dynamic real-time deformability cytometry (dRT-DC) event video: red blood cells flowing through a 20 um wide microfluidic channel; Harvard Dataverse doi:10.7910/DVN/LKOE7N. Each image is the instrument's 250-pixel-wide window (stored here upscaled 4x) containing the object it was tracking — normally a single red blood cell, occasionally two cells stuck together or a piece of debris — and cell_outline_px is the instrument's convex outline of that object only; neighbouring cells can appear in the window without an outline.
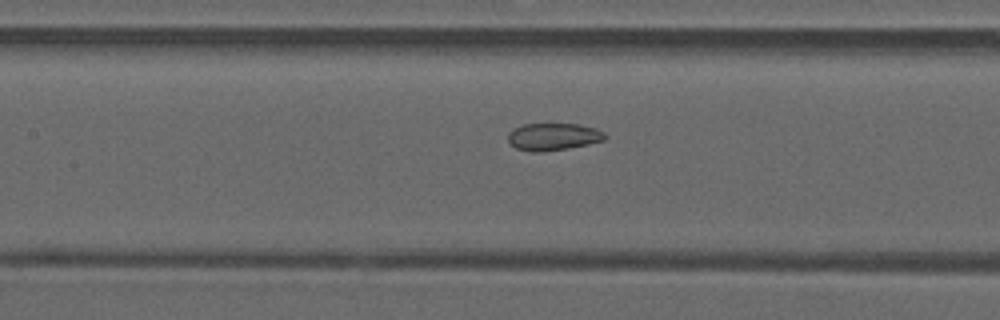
{"species": "common noctule bat (a hibernating species)", "species_latin": "Nyctalus noctula", "temperature_condition": "warm", "stored_images_in_passage": 28, "camera_frame_rate_fps": 3000, "um_per_image_px": 0.085, "animal": {"sex": "male", "forearm_length_mm": 52.5}, "frame": {"image": 1, "passage_image": 17, "time_ms": 5.333, "image_size_px": [1000, 320], "cell_outline_px": [[608, 136], [604, 140], [588, 144], [568, 148], [540, 152], [532, 152], [516, 148], [508, 140], [508, 132], [524, 124], [580, 124], [596, 128], [604, 132]], "centroid_in_image_um": [47.05, 11.62], "position_along_channel_um": 160.3, "area_um2": 15.37}}
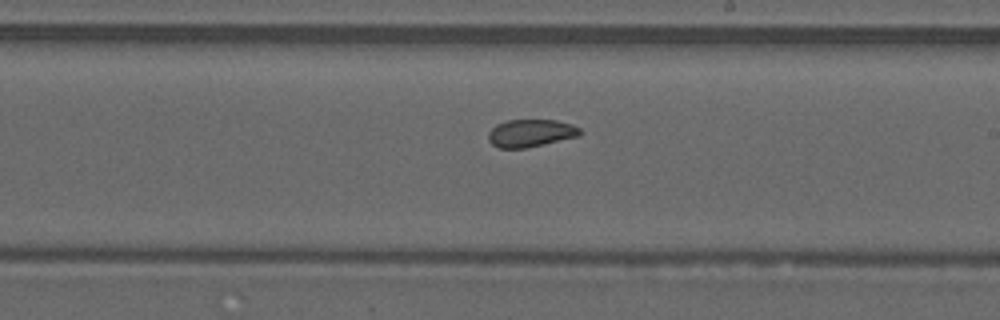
{"frame": {"image": 2, "passage_image": 23, "time_ms": 7.333, "image_size_px": [1000, 320], "cell_outline_px": [[580, 136], [544, 144], [524, 148], [500, 148], [492, 144], [488, 140], [488, 132], [496, 124], [508, 120], [556, 120], [572, 124], [580, 128]], "centroid_in_image_um": [45.1, 11.31], "position_along_channel_um": 243.9, "area_um2": 14.74}}
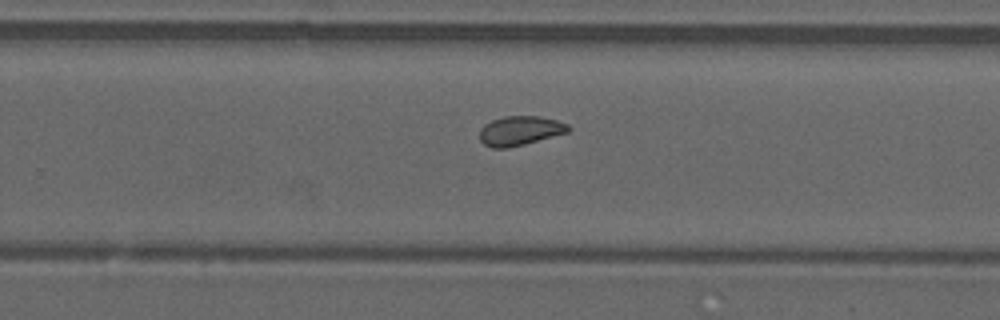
{"frame": {"image": 3, "passage_image": 26, "time_ms": 8.333, "image_size_px": [1000, 320], "cell_outline_px": [[572, 128], [568, 132], [524, 144], [508, 148], [492, 148], [484, 144], [480, 140], [480, 128], [484, 124], [492, 120], [504, 116], [540, 116], [556, 120], [568, 124]], "centroid_in_image_um": [44.19, 11.1], "position_along_channel_um": 285.6, "area_um2": 15.2}}